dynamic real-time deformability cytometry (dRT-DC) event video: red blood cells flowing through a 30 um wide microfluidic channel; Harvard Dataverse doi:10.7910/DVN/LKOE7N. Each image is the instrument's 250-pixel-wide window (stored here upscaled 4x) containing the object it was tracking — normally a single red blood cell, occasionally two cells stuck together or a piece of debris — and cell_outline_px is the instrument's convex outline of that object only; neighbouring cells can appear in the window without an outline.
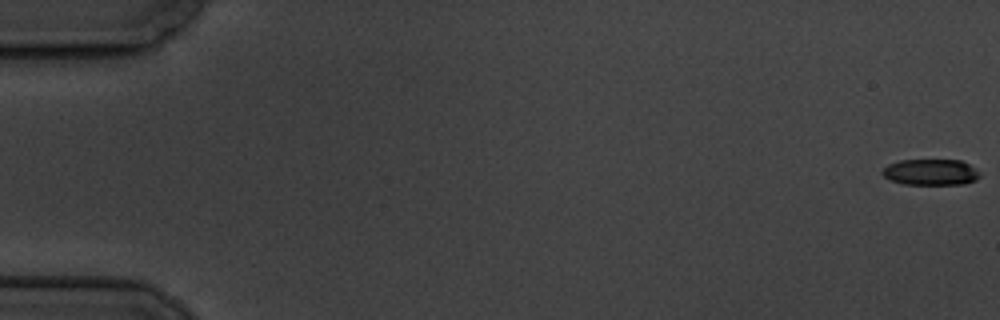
{"species": "common noctule bat (a hibernating species)", "species_latin": "Nyctalus noctula", "temperature_condition": "cold", "stored_images_in_passage": 59, "camera_frame_rate_fps": 3000, "um_per_image_px": 0.085, "animal": {"sex": "male", "body_mass_g": 19.5, "forearm_length_mm": 54.6}, "frame": {"image": 1, "passage_image": 1, "time_ms": 0.0, "image_size_px": [1000, 320], "cell_outline_px": [[980, 176], [976, 180], [964, 184], [904, 184], [892, 180], [884, 176], [880, 172], [888, 164], [900, 160], [960, 160], [976, 168], [980, 172]], "centroid_in_image_um": [79.13, 14.63], "position_along_channel_um": 5.9, "area_um2": 14.8}}
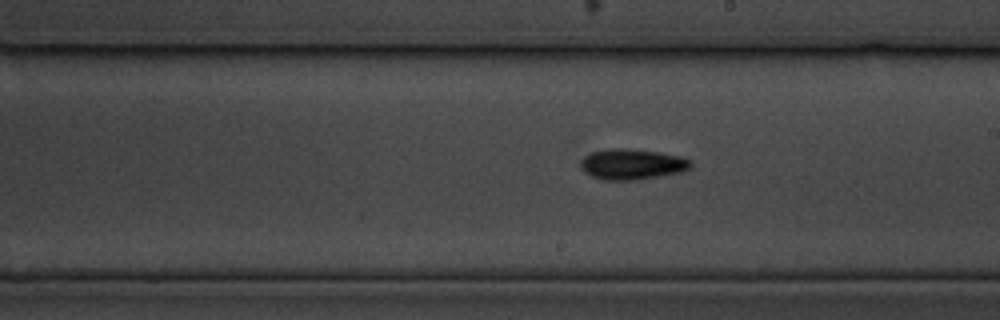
{"frame": {"image": 2, "passage_image": 34, "time_ms": 11.0, "image_size_px": [1000, 320], "cell_outline_px": [[692, 168], [684, 172], [636, 180], [604, 180], [592, 176], [584, 172], [580, 168], [580, 160], [584, 156], [592, 152], [612, 148], [624, 148], [660, 152], [680, 156], [688, 160], [692, 164]], "centroid_in_image_um": [53.72, 13.96], "position_along_channel_um": 235.3, "area_um2": 19.83}}
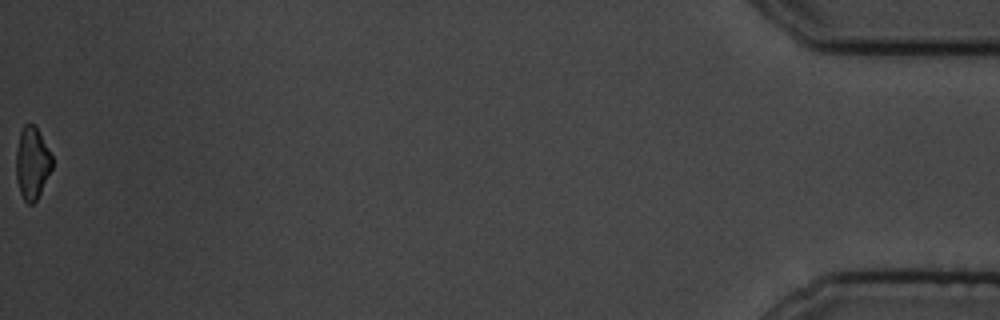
{"frame": {"image": 3, "passage_image": 59, "time_ms": 19.333, "image_size_px": [1000, 320], "cell_outline_px": [[52, 168], [36, 200], [32, 204], [28, 204], [24, 200], [20, 192], [16, 180], [16, 152], [20, 132], [24, 124], [32, 124], [36, 128], [52, 156]], "centroid_in_image_um": [2.71, 13.88], "position_along_channel_um": 432.5, "area_um2": 14.85}, "authors_computed_cell_mechanics": {"area_um2": 17.2244, "velocity_mm_per_s": 3.5094, "shape_relaxation_time_tau1_ms": 3.0137, "shape_relaxation_time_tau2_ms": 9.3412, "deformation_change_tau1": 0.1201, "deformation_change_tau2": 0.1773}}